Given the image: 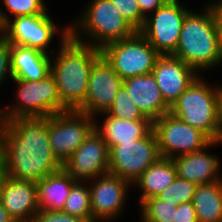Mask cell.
<instances>
[{
    "label": "cell",
    "instance_id": "4fadbf2b",
    "mask_svg": "<svg viewBox=\"0 0 222 222\" xmlns=\"http://www.w3.org/2000/svg\"><path fill=\"white\" fill-rule=\"evenodd\" d=\"M76 181L93 180L109 172V148L95 129L79 148L62 164Z\"/></svg>",
    "mask_w": 222,
    "mask_h": 222
},
{
    "label": "cell",
    "instance_id": "ac0fdd59",
    "mask_svg": "<svg viewBox=\"0 0 222 222\" xmlns=\"http://www.w3.org/2000/svg\"><path fill=\"white\" fill-rule=\"evenodd\" d=\"M123 85L139 111L152 122L170 113V107L165 103L152 73L125 79Z\"/></svg>",
    "mask_w": 222,
    "mask_h": 222
},
{
    "label": "cell",
    "instance_id": "ab89813d",
    "mask_svg": "<svg viewBox=\"0 0 222 222\" xmlns=\"http://www.w3.org/2000/svg\"><path fill=\"white\" fill-rule=\"evenodd\" d=\"M222 143V95H221V111H220V128H219V140Z\"/></svg>",
    "mask_w": 222,
    "mask_h": 222
},
{
    "label": "cell",
    "instance_id": "ffe728a7",
    "mask_svg": "<svg viewBox=\"0 0 222 222\" xmlns=\"http://www.w3.org/2000/svg\"><path fill=\"white\" fill-rule=\"evenodd\" d=\"M12 79L26 81L44 80L51 74V58L27 46L10 44Z\"/></svg>",
    "mask_w": 222,
    "mask_h": 222
},
{
    "label": "cell",
    "instance_id": "cb8c5ba5",
    "mask_svg": "<svg viewBox=\"0 0 222 222\" xmlns=\"http://www.w3.org/2000/svg\"><path fill=\"white\" fill-rule=\"evenodd\" d=\"M192 203L198 222H222V179L197 185Z\"/></svg>",
    "mask_w": 222,
    "mask_h": 222
},
{
    "label": "cell",
    "instance_id": "8d00e7d4",
    "mask_svg": "<svg viewBox=\"0 0 222 222\" xmlns=\"http://www.w3.org/2000/svg\"><path fill=\"white\" fill-rule=\"evenodd\" d=\"M9 17L0 9V41L5 38V23L8 21Z\"/></svg>",
    "mask_w": 222,
    "mask_h": 222
},
{
    "label": "cell",
    "instance_id": "7c38bea8",
    "mask_svg": "<svg viewBox=\"0 0 222 222\" xmlns=\"http://www.w3.org/2000/svg\"><path fill=\"white\" fill-rule=\"evenodd\" d=\"M122 85L123 80L101 55L92 65L85 103L78 111L92 117L103 115L110 109Z\"/></svg>",
    "mask_w": 222,
    "mask_h": 222
},
{
    "label": "cell",
    "instance_id": "277c9868",
    "mask_svg": "<svg viewBox=\"0 0 222 222\" xmlns=\"http://www.w3.org/2000/svg\"><path fill=\"white\" fill-rule=\"evenodd\" d=\"M76 21L72 26L69 25V36L100 50L109 43L127 39L137 32L110 0H92ZM83 37L87 42L82 40Z\"/></svg>",
    "mask_w": 222,
    "mask_h": 222
},
{
    "label": "cell",
    "instance_id": "484cf974",
    "mask_svg": "<svg viewBox=\"0 0 222 222\" xmlns=\"http://www.w3.org/2000/svg\"><path fill=\"white\" fill-rule=\"evenodd\" d=\"M141 217L146 222H173L177 206L159 199L157 196L143 200Z\"/></svg>",
    "mask_w": 222,
    "mask_h": 222
},
{
    "label": "cell",
    "instance_id": "4316f807",
    "mask_svg": "<svg viewBox=\"0 0 222 222\" xmlns=\"http://www.w3.org/2000/svg\"><path fill=\"white\" fill-rule=\"evenodd\" d=\"M106 113L121 120H150L139 111L124 85L119 89L110 109Z\"/></svg>",
    "mask_w": 222,
    "mask_h": 222
},
{
    "label": "cell",
    "instance_id": "7a4b0ae2",
    "mask_svg": "<svg viewBox=\"0 0 222 222\" xmlns=\"http://www.w3.org/2000/svg\"><path fill=\"white\" fill-rule=\"evenodd\" d=\"M60 33V50L51 60V75L56 81L61 102L69 110H78L85 103L91 68L101 56V50L72 39L69 26Z\"/></svg>",
    "mask_w": 222,
    "mask_h": 222
},
{
    "label": "cell",
    "instance_id": "7402d4cb",
    "mask_svg": "<svg viewBox=\"0 0 222 222\" xmlns=\"http://www.w3.org/2000/svg\"><path fill=\"white\" fill-rule=\"evenodd\" d=\"M76 182L63 168L36 182L39 210L62 211Z\"/></svg>",
    "mask_w": 222,
    "mask_h": 222
},
{
    "label": "cell",
    "instance_id": "5b68a950",
    "mask_svg": "<svg viewBox=\"0 0 222 222\" xmlns=\"http://www.w3.org/2000/svg\"><path fill=\"white\" fill-rule=\"evenodd\" d=\"M206 83L198 77L172 105L170 113L202 131L211 141H218L222 87Z\"/></svg>",
    "mask_w": 222,
    "mask_h": 222
},
{
    "label": "cell",
    "instance_id": "4dcf8cb0",
    "mask_svg": "<svg viewBox=\"0 0 222 222\" xmlns=\"http://www.w3.org/2000/svg\"><path fill=\"white\" fill-rule=\"evenodd\" d=\"M32 222H88L81 218L66 214L63 211H41L33 217Z\"/></svg>",
    "mask_w": 222,
    "mask_h": 222
},
{
    "label": "cell",
    "instance_id": "8fae6325",
    "mask_svg": "<svg viewBox=\"0 0 222 222\" xmlns=\"http://www.w3.org/2000/svg\"><path fill=\"white\" fill-rule=\"evenodd\" d=\"M94 118L78 110L49 116V142L54 155L62 164L94 130Z\"/></svg>",
    "mask_w": 222,
    "mask_h": 222
},
{
    "label": "cell",
    "instance_id": "9c48e42d",
    "mask_svg": "<svg viewBox=\"0 0 222 222\" xmlns=\"http://www.w3.org/2000/svg\"><path fill=\"white\" fill-rule=\"evenodd\" d=\"M190 11L179 0H167L151 16L148 14L139 32L160 55L173 54Z\"/></svg>",
    "mask_w": 222,
    "mask_h": 222
},
{
    "label": "cell",
    "instance_id": "1f68e13d",
    "mask_svg": "<svg viewBox=\"0 0 222 222\" xmlns=\"http://www.w3.org/2000/svg\"><path fill=\"white\" fill-rule=\"evenodd\" d=\"M12 79L11 62H10V43L4 38L0 41V85L5 77Z\"/></svg>",
    "mask_w": 222,
    "mask_h": 222
},
{
    "label": "cell",
    "instance_id": "d6986e66",
    "mask_svg": "<svg viewBox=\"0 0 222 222\" xmlns=\"http://www.w3.org/2000/svg\"><path fill=\"white\" fill-rule=\"evenodd\" d=\"M204 150L172 158L177 176L197 185L220 181L222 178L218 175L221 166L219 159Z\"/></svg>",
    "mask_w": 222,
    "mask_h": 222
},
{
    "label": "cell",
    "instance_id": "2e32d148",
    "mask_svg": "<svg viewBox=\"0 0 222 222\" xmlns=\"http://www.w3.org/2000/svg\"><path fill=\"white\" fill-rule=\"evenodd\" d=\"M152 74L155 76L165 103L170 108L199 77L196 70L172 54L160 55L155 62Z\"/></svg>",
    "mask_w": 222,
    "mask_h": 222
},
{
    "label": "cell",
    "instance_id": "b9f144b4",
    "mask_svg": "<svg viewBox=\"0 0 222 222\" xmlns=\"http://www.w3.org/2000/svg\"><path fill=\"white\" fill-rule=\"evenodd\" d=\"M11 222H26V221H22V220H13Z\"/></svg>",
    "mask_w": 222,
    "mask_h": 222
},
{
    "label": "cell",
    "instance_id": "f1b7e54d",
    "mask_svg": "<svg viewBox=\"0 0 222 222\" xmlns=\"http://www.w3.org/2000/svg\"><path fill=\"white\" fill-rule=\"evenodd\" d=\"M121 16L139 32L146 17L141 13L137 0H110Z\"/></svg>",
    "mask_w": 222,
    "mask_h": 222
},
{
    "label": "cell",
    "instance_id": "60d3db41",
    "mask_svg": "<svg viewBox=\"0 0 222 222\" xmlns=\"http://www.w3.org/2000/svg\"><path fill=\"white\" fill-rule=\"evenodd\" d=\"M5 119H4V111L3 109H0V127H3L5 125Z\"/></svg>",
    "mask_w": 222,
    "mask_h": 222
},
{
    "label": "cell",
    "instance_id": "83f0119b",
    "mask_svg": "<svg viewBox=\"0 0 222 222\" xmlns=\"http://www.w3.org/2000/svg\"><path fill=\"white\" fill-rule=\"evenodd\" d=\"M196 187V183L176 176L175 180L157 197L177 206L185 202H192Z\"/></svg>",
    "mask_w": 222,
    "mask_h": 222
},
{
    "label": "cell",
    "instance_id": "d6a6232c",
    "mask_svg": "<svg viewBox=\"0 0 222 222\" xmlns=\"http://www.w3.org/2000/svg\"><path fill=\"white\" fill-rule=\"evenodd\" d=\"M173 222H198L192 202L177 205Z\"/></svg>",
    "mask_w": 222,
    "mask_h": 222
},
{
    "label": "cell",
    "instance_id": "5bb4252c",
    "mask_svg": "<svg viewBox=\"0 0 222 222\" xmlns=\"http://www.w3.org/2000/svg\"><path fill=\"white\" fill-rule=\"evenodd\" d=\"M59 31L47 14L18 16L5 23V39L13 45L27 46L47 53L49 44Z\"/></svg>",
    "mask_w": 222,
    "mask_h": 222
},
{
    "label": "cell",
    "instance_id": "f35d334b",
    "mask_svg": "<svg viewBox=\"0 0 222 222\" xmlns=\"http://www.w3.org/2000/svg\"><path fill=\"white\" fill-rule=\"evenodd\" d=\"M7 177H8V174L6 172V168L0 167V196H1V191L3 189V185Z\"/></svg>",
    "mask_w": 222,
    "mask_h": 222
},
{
    "label": "cell",
    "instance_id": "74e56055",
    "mask_svg": "<svg viewBox=\"0 0 222 222\" xmlns=\"http://www.w3.org/2000/svg\"><path fill=\"white\" fill-rule=\"evenodd\" d=\"M13 218L9 215L8 211L3 207L0 202V222H11Z\"/></svg>",
    "mask_w": 222,
    "mask_h": 222
},
{
    "label": "cell",
    "instance_id": "d4e9b609",
    "mask_svg": "<svg viewBox=\"0 0 222 222\" xmlns=\"http://www.w3.org/2000/svg\"><path fill=\"white\" fill-rule=\"evenodd\" d=\"M62 211L66 214L94 222L91 211V194L88 185L77 181L71 188Z\"/></svg>",
    "mask_w": 222,
    "mask_h": 222
},
{
    "label": "cell",
    "instance_id": "52a82bcc",
    "mask_svg": "<svg viewBox=\"0 0 222 222\" xmlns=\"http://www.w3.org/2000/svg\"><path fill=\"white\" fill-rule=\"evenodd\" d=\"M13 80L18 84L16 98L19 103L3 109L6 122L15 117L51 116L69 110L61 102L51 74L40 81Z\"/></svg>",
    "mask_w": 222,
    "mask_h": 222
},
{
    "label": "cell",
    "instance_id": "9a60e30c",
    "mask_svg": "<svg viewBox=\"0 0 222 222\" xmlns=\"http://www.w3.org/2000/svg\"><path fill=\"white\" fill-rule=\"evenodd\" d=\"M89 183L94 222L116 218L124 209L126 193L131 184L110 172L99 175Z\"/></svg>",
    "mask_w": 222,
    "mask_h": 222
},
{
    "label": "cell",
    "instance_id": "e0dca14e",
    "mask_svg": "<svg viewBox=\"0 0 222 222\" xmlns=\"http://www.w3.org/2000/svg\"><path fill=\"white\" fill-rule=\"evenodd\" d=\"M0 202L13 220L32 222L39 212L36 182L7 177Z\"/></svg>",
    "mask_w": 222,
    "mask_h": 222
},
{
    "label": "cell",
    "instance_id": "6da1fadb",
    "mask_svg": "<svg viewBox=\"0 0 222 222\" xmlns=\"http://www.w3.org/2000/svg\"><path fill=\"white\" fill-rule=\"evenodd\" d=\"M8 177L38 182L62 169L49 142V116L15 117L4 125Z\"/></svg>",
    "mask_w": 222,
    "mask_h": 222
},
{
    "label": "cell",
    "instance_id": "d590c367",
    "mask_svg": "<svg viewBox=\"0 0 222 222\" xmlns=\"http://www.w3.org/2000/svg\"><path fill=\"white\" fill-rule=\"evenodd\" d=\"M215 5L216 8V16H217V22L219 26V33H220V47L222 52V2L221 3H211Z\"/></svg>",
    "mask_w": 222,
    "mask_h": 222
},
{
    "label": "cell",
    "instance_id": "603a6c76",
    "mask_svg": "<svg viewBox=\"0 0 222 222\" xmlns=\"http://www.w3.org/2000/svg\"><path fill=\"white\" fill-rule=\"evenodd\" d=\"M176 176L173 159L160 157L134 182L142 191L139 203L160 194L175 180Z\"/></svg>",
    "mask_w": 222,
    "mask_h": 222
},
{
    "label": "cell",
    "instance_id": "44dd1931",
    "mask_svg": "<svg viewBox=\"0 0 222 222\" xmlns=\"http://www.w3.org/2000/svg\"><path fill=\"white\" fill-rule=\"evenodd\" d=\"M102 127L98 126L95 121V131L102 137L110 149L116 144L132 142L146 137L153 130L151 120H121L111 117L108 113Z\"/></svg>",
    "mask_w": 222,
    "mask_h": 222
},
{
    "label": "cell",
    "instance_id": "f546056e",
    "mask_svg": "<svg viewBox=\"0 0 222 222\" xmlns=\"http://www.w3.org/2000/svg\"><path fill=\"white\" fill-rule=\"evenodd\" d=\"M2 2L14 18L44 14L47 10L44 0H3Z\"/></svg>",
    "mask_w": 222,
    "mask_h": 222
},
{
    "label": "cell",
    "instance_id": "8992f818",
    "mask_svg": "<svg viewBox=\"0 0 222 222\" xmlns=\"http://www.w3.org/2000/svg\"><path fill=\"white\" fill-rule=\"evenodd\" d=\"M101 55L122 80L152 73L160 56L140 32L105 45Z\"/></svg>",
    "mask_w": 222,
    "mask_h": 222
},
{
    "label": "cell",
    "instance_id": "3957f363",
    "mask_svg": "<svg viewBox=\"0 0 222 222\" xmlns=\"http://www.w3.org/2000/svg\"><path fill=\"white\" fill-rule=\"evenodd\" d=\"M204 8L202 14L190 11L186 15L178 45L172 54L197 72L210 70L222 62L216 8L214 4Z\"/></svg>",
    "mask_w": 222,
    "mask_h": 222
},
{
    "label": "cell",
    "instance_id": "e575fe53",
    "mask_svg": "<svg viewBox=\"0 0 222 222\" xmlns=\"http://www.w3.org/2000/svg\"><path fill=\"white\" fill-rule=\"evenodd\" d=\"M0 167H5V135H4V126L0 127Z\"/></svg>",
    "mask_w": 222,
    "mask_h": 222
},
{
    "label": "cell",
    "instance_id": "836d02e7",
    "mask_svg": "<svg viewBox=\"0 0 222 222\" xmlns=\"http://www.w3.org/2000/svg\"><path fill=\"white\" fill-rule=\"evenodd\" d=\"M167 0H137L141 13L147 17L148 12L152 13L160 8Z\"/></svg>",
    "mask_w": 222,
    "mask_h": 222
},
{
    "label": "cell",
    "instance_id": "ba28073f",
    "mask_svg": "<svg viewBox=\"0 0 222 222\" xmlns=\"http://www.w3.org/2000/svg\"><path fill=\"white\" fill-rule=\"evenodd\" d=\"M153 132L162 158L172 159L178 155L221 144L219 141H211L202 131L186 124L171 113L153 121Z\"/></svg>",
    "mask_w": 222,
    "mask_h": 222
},
{
    "label": "cell",
    "instance_id": "30bf717a",
    "mask_svg": "<svg viewBox=\"0 0 222 222\" xmlns=\"http://www.w3.org/2000/svg\"><path fill=\"white\" fill-rule=\"evenodd\" d=\"M153 130L144 138L116 144L109 149V172L134 185L140 175L160 158Z\"/></svg>",
    "mask_w": 222,
    "mask_h": 222
}]
</instances>
